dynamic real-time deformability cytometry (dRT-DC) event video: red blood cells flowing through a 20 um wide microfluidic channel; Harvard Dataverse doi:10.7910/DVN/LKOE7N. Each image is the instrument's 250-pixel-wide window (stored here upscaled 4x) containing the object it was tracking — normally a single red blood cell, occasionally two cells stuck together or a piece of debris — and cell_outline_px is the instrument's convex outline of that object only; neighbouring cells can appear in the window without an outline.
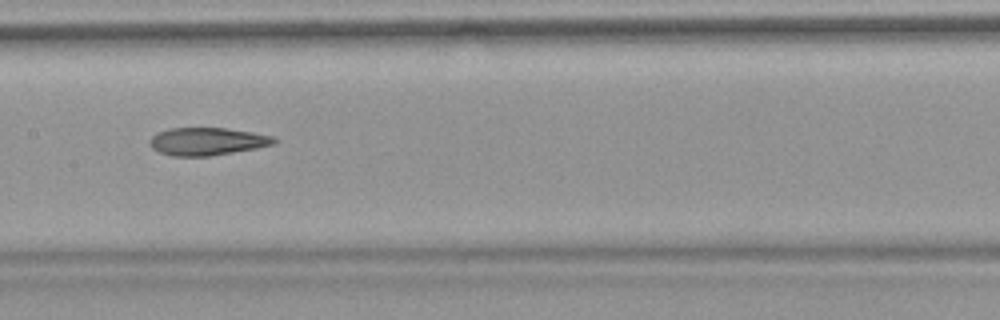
{"species": "common noctule bat (a hibernating species)", "species_latin": "Nyctalus noctula", "temperature_condition": "warm", "stored_images_in_passage": 9, "camera_frame_rate_fps": 3000, "um_per_image_px": 0.085, "animal": {"sex": "female", "body_mass_g": 18.4}, "frame": {"image": 1, "passage_image": 6, "time_ms": 7.0, "image_size_px": [1000, 320], "cell_outline_px": [[276, 140], [272, 144], [256, 148], [208, 156], [172, 156], [160, 152], [152, 148], [148, 140], [156, 132], [168, 128], [228, 128], [252, 132], [272, 136]], "centroid_in_image_um": [17.54, 12.01], "position_along_channel_um": 189.9, "area_um2": 19.94}}
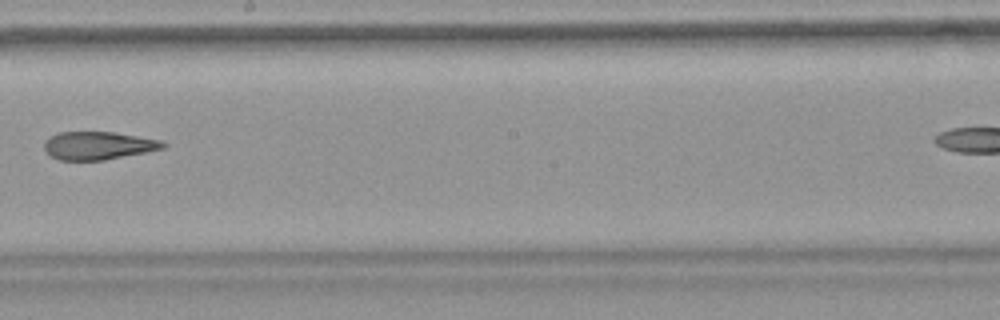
{"frame": {"image": 2, "passage_image": 7, "time_ms": 8.333, "image_size_px": [1000, 320], "cell_outline_px": [[168, 144], [164, 148], [148, 152], [104, 160], [60, 160], [52, 156], [44, 148], [44, 140], [48, 136], [60, 132], [112, 132], [160, 140]], "centroid_in_image_um": [8.35, 12.37], "position_along_channel_um": 239.9, "area_um2": 19.36}}